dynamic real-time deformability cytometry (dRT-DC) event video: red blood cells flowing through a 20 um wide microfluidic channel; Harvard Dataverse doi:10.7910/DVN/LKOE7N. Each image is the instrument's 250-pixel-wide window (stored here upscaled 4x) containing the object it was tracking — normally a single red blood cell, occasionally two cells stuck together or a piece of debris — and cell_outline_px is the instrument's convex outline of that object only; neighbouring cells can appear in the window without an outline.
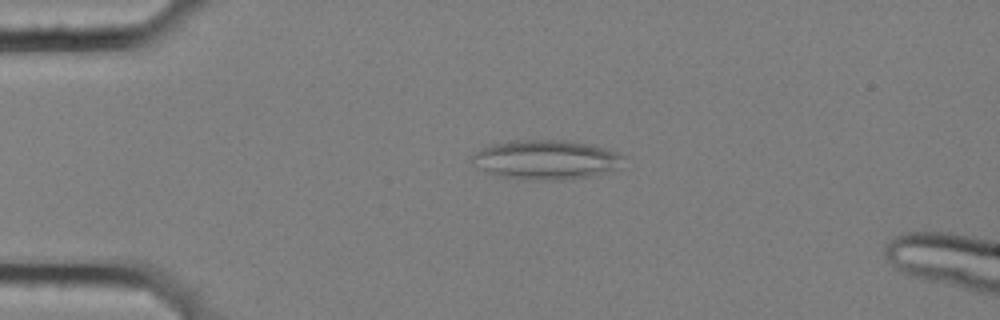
{"species": "common noctule bat (a hibernating species)", "species_latin": "Nyctalus noctula", "temperature_condition": "cold", "stored_images_in_passage": 4, "camera_frame_rate_fps": 3000, "um_per_image_px": 0.085, "animal": {"sex": "female", "body_mass_g": 25.1}, "frame": {"image": 1, "passage_image": 3, "time_ms": 0.667, "image_size_px": [1000, 320], "cell_outline_px": [[628, 156], [612, 168], [592, 176], [564, 180], [516, 180], [496, 176], [484, 172], [472, 160], [472, 156], [476, 152], [492, 144], [508, 140], [564, 140], [592, 144], [608, 148]], "centroid_in_image_um": [46.38, 13.58], "position_along_channel_um": 38.6, "area_um2": 35.03}}